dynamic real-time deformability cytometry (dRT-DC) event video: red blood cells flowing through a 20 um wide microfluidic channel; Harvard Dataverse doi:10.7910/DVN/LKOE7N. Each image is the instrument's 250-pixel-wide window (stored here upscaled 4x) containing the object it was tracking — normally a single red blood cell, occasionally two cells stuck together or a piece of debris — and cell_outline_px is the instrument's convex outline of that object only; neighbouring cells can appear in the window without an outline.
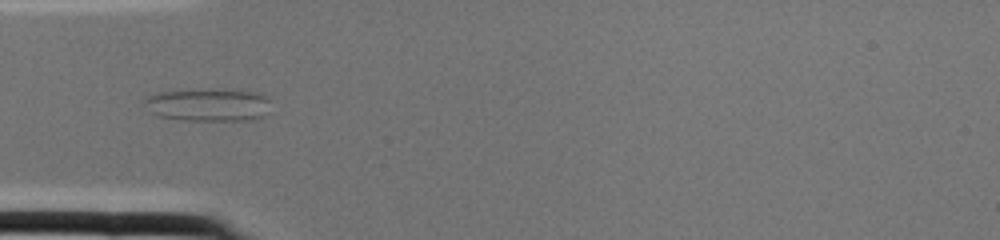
{"species": "common noctule bat (a hibernating species)", "species_latin": "Nyctalus noctula", "temperature_condition": "cold", "stored_images_in_passage": 2, "camera_frame_rate_fps": 3000, "um_per_image_px": 0.085, "animal": {"sex": "female", "body_mass_g": 22.0, "forearm_length_mm": 56.7}, "frame": {"image": 1, "passage_image": 2, "time_ms": 0.333, "image_size_px": [1000, 240], "cell_outline_px": [[268, 100], [264, 116], [252, 120], [180, 120], [156, 116], [148, 112], [144, 100], [148, 96], [156, 92], [256, 92], [264, 96]], "centroid_in_image_um": [17.61, 8.98], "position_along_channel_um": 67.4, "area_um2": 22.89}}